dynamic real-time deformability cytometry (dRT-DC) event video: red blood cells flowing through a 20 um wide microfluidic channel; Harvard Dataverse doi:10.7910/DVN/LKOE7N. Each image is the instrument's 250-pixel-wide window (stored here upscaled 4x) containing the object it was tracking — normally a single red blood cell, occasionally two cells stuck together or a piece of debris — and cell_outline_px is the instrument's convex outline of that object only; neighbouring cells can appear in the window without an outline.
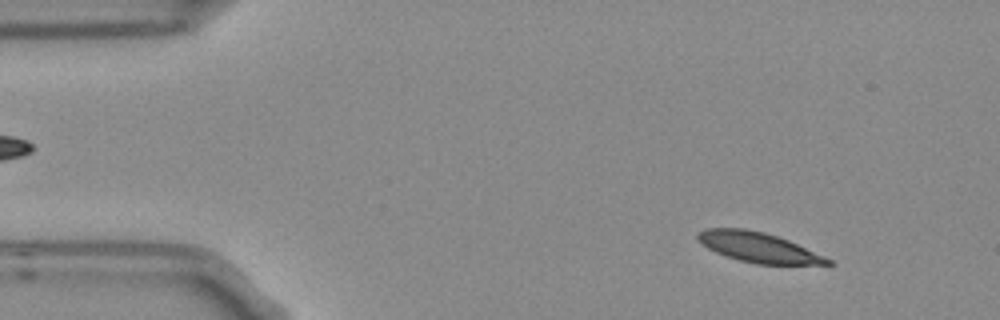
{"species": "Egyptian fruit bat (a non-hibernating species)", "species_latin": "Rousettus aegyptiacus", "temperature_condition": "room temperature", "stored_images_in_passage": 4, "camera_frame_rate_fps": 3000, "um_per_image_px": 0.085, "frame": {"image": 1, "passage_image": 1, "time_ms": 0.0, "image_size_px": [1000, 320], "cell_outline_px": [[836, 264], [756, 264], [724, 256], [708, 248], [696, 236], [696, 232], [704, 228], [744, 228], [764, 232], [788, 240], [824, 256], [832, 260]], "centroid_in_image_um": [64.43, 21.01], "position_along_channel_um": 20.6, "area_um2": 22.48}}